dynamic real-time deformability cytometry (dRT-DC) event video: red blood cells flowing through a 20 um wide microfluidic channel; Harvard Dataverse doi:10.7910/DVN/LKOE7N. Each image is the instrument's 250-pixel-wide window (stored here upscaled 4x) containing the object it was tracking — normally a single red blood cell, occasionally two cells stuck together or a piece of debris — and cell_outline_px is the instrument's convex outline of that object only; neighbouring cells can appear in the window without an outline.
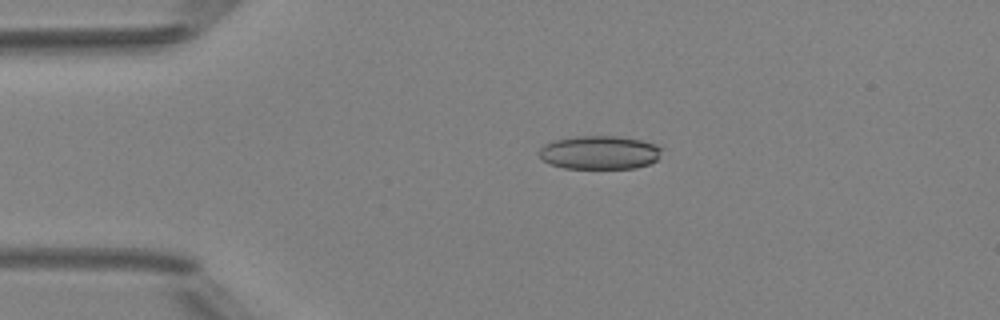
{"species": "Egyptian fruit bat (a non-hibernating species)", "species_latin": "Rousettus aegyptiacus", "temperature_condition": "room temperature", "stored_images_in_passage": 5, "camera_frame_rate_fps": 3000, "um_per_image_px": 0.085, "animal": {"sex": "female"}, "frame": {"image": 1, "passage_image": 4, "time_ms": 3.333, "image_size_px": [1000, 320], "cell_outline_px": [[664, 148], [656, 160], [648, 164], [636, 168], [564, 168], [552, 164], [544, 160], [536, 152], [544, 144], [556, 140], [576, 136], [616, 136], [640, 140], [656, 144]], "centroid_in_image_um": [50.97, 12.96], "position_along_channel_um": 34.0, "area_um2": 23.93}}